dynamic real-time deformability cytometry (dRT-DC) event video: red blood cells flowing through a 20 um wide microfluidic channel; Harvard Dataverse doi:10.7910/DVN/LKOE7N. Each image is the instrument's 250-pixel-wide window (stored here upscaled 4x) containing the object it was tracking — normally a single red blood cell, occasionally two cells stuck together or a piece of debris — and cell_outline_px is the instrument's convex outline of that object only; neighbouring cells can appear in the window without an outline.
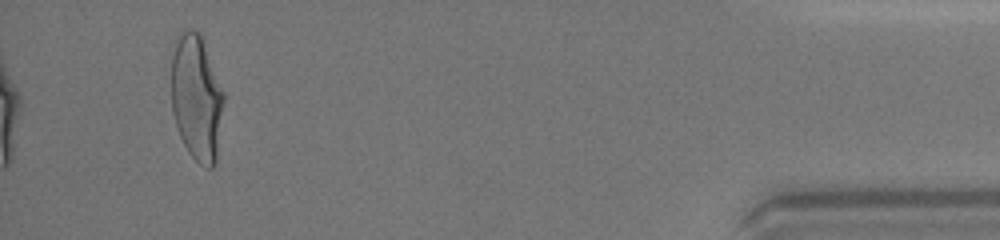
{"species": "human", "species_latin": "Homo sapiens", "temperature_condition": "warm", "stored_images_in_passage": 34, "camera_frame_rate_fps": 3000, "um_per_image_px": 0.085, "donor": {"sex": "female"}, "frame": {"image": 1, "passage_image": 34, "time_ms": 11.0, "image_size_px": [1000, 240], "cell_outline_px": [[224, 104], [216, 160], [212, 168], [208, 168], [200, 164], [188, 152], [180, 136], [172, 112], [172, 56], [176, 36], [180, 28], [188, 28], [200, 32], [224, 92]], "centroid_in_image_um": [16.71, 8.25], "position_along_channel_um": 418.5, "area_um2": 38.78}, "authors_computed_cell_mechanics": {"area_um2": 36.414, "velocity_mm_per_s": 4.3916, "shape_relaxation_time_tau1_ms": 5.2229, "shape_relaxation_time_tau2_ms": null, "deformation_change_tau1": 0.244, "deformation_change_tau2": null}}